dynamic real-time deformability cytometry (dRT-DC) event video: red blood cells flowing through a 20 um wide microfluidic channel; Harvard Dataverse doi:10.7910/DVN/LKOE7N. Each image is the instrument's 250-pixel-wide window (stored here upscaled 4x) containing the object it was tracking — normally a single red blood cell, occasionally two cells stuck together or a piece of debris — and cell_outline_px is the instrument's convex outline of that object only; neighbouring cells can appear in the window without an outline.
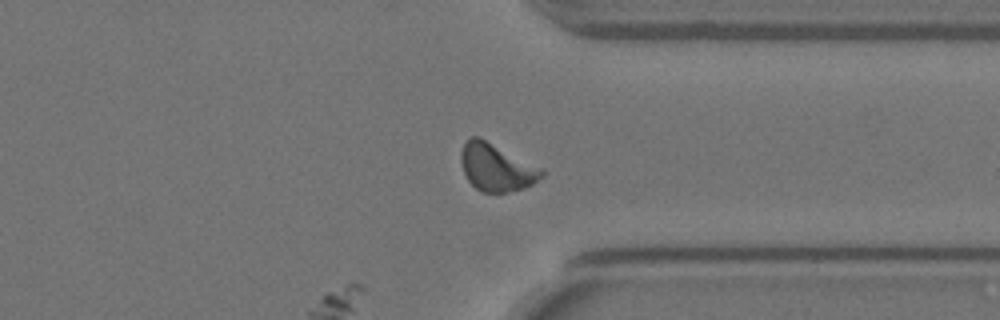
{"species": "Egyptian fruit bat (a non-hibernating species)", "species_latin": "Rousettus aegyptiacus", "temperature_condition": "warm", "stored_images_in_passage": 43, "segment_of_instrument_passage": [2, 2], "camera_frame_rate_fps": 3000, "um_per_image_px": 0.085, "animal": {"sex": "female"}, "frame": {"image": 1, "passage_image": 43, "time_ms": 14.0, "image_size_px": [1000, 320], "cell_outline_px": [[544, 176], [532, 184], [524, 188], [508, 192], [484, 192], [476, 188], [468, 180], [464, 172], [460, 160], [460, 152], [464, 144], [472, 136], [480, 136], [544, 168]], "centroid_in_image_um": [42.23, 14.2], "position_along_channel_um": 369.2, "area_um2": 22.6}}